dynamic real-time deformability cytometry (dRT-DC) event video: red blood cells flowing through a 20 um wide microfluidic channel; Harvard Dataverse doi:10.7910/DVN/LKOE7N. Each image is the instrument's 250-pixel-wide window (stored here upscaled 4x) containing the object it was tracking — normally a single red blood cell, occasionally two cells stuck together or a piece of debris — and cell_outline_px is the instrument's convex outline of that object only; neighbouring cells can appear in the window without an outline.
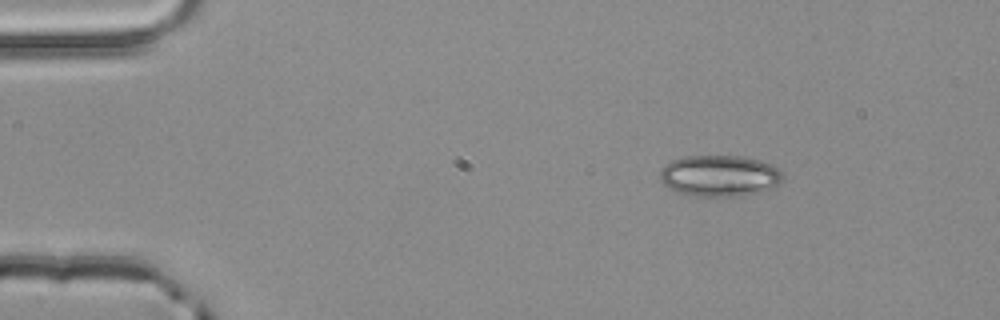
{"species": "common noctule bat (a hibernating species)", "species_latin": "Nyctalus noctula", "temperature_condition": "room temperature", "stored_images_in_passage": 2, "camera_frame_rate_fps": 3000, "um_per_image_px": 0.085, "animal": {"sex": "male", "body_mass_g": 20.4}, "frame": {"image": 1, "passage_image": 1, "time_ms": 0.0, "image_size_px": [1000, 320], "cell_outline_px": [[784, 180], [780, 184], [760, 192], [740, 196], [696, 196], [676, 192], [664, 184], [660, 180], [660, 172], [664, 164], [672, 160], [684, 156], [740, 156], [760, 160], [772, 164], [780, 172]], "centroid_in_image_um": [61.15, 14.94], "position_along_channel_um": 23.8, "area_um2": 29.65}}